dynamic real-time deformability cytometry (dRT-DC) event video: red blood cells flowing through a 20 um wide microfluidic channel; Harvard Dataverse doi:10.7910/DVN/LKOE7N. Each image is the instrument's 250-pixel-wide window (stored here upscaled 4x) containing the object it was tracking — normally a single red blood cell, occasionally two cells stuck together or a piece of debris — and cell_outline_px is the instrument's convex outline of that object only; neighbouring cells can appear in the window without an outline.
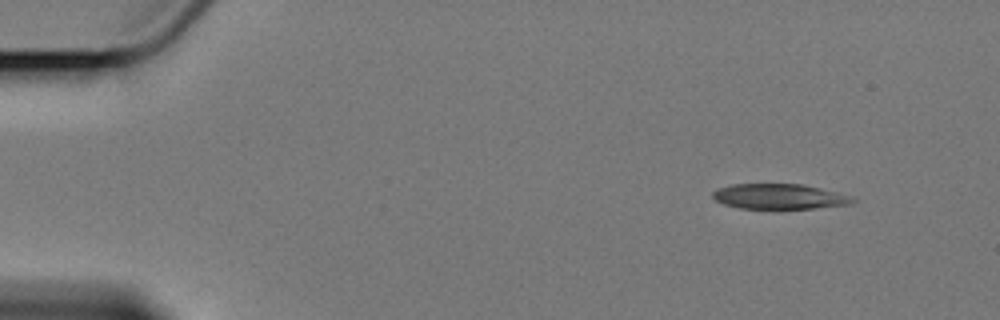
{"species": "Egyptian fruit bat (a non-hibernating species)", "species_latin": "Rousettus aegyptiacus", "temperature_condition": "cold", "stored_images_in_passage": 4, "camera_frame_rate_fps": 3000, "um_per_image_px": 0.085, "animal": {"sex": "female"}, "frame": {"image": 1, "passage_image": 1, "time_ms": 0.0, "image_size_px": [1000, 320], "cell_outline_px": [[856, 200], [852, 204], [812, 208], [740, 208], [724, 204], [716, 200], [712, 196], [712, 192], [716, 188], [732, 184], [804, 184], [852, 196]], "centroid_in_image_um": [66.23, 16.69], "position_along_channel_um": 18.8, "area_um2": 20.46}}
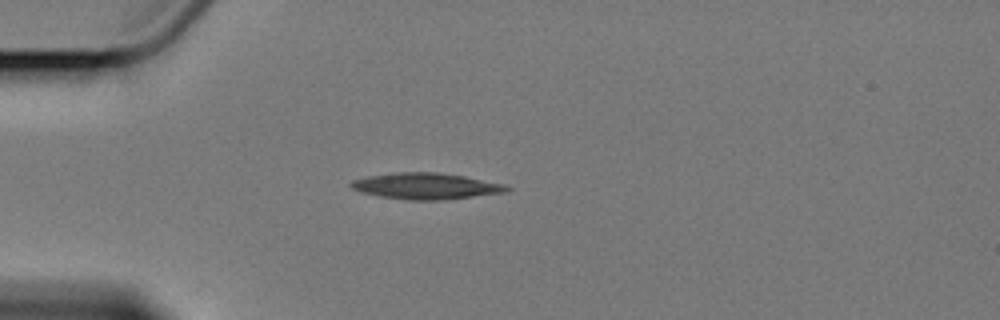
{"frame": {"image": 2, "passage_image": 4, "time_ms": 3.333, "image_size_px": [1000, 320], "cell_outline_px": [[512, 188], [504, 192], [440, 200], [408, 200], [380, 196], [364, 192], [352, 188], [348, 184], [352, 180], [368, 176], [400, 172], [440, 172], [464, 176], [504, 184]], "centroid_in_image_um": [36.19, 15.81], "position_along_channel_um": 48.8, "area_um2": 23.47}}